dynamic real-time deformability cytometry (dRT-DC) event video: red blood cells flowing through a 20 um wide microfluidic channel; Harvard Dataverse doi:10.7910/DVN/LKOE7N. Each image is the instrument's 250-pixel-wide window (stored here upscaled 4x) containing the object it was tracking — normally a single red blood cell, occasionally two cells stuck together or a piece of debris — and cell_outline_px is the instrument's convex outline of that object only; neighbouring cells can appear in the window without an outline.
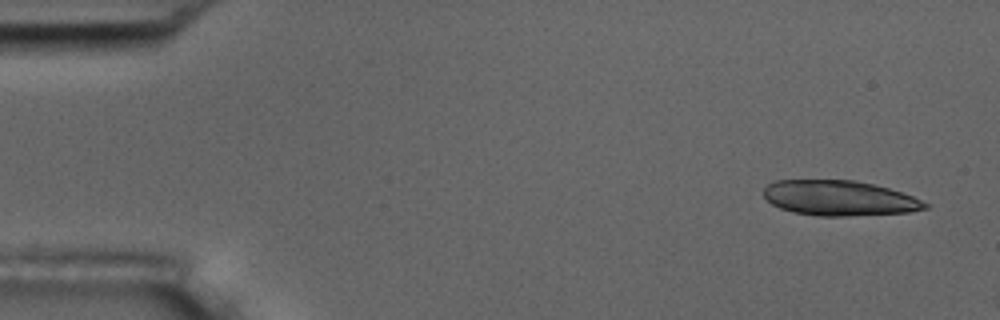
{"species": "common noctule bat (a hibernating species)", "species_latin": "Nyctalus noctula", "temperature_condition": "room temperature", "stored_images_in_passage": 3, "camera_frame_rate_fps": 3000, "um_per_image_px": 0.085, "animal": {"sex": "male", "body_mass_g": 17.5, "forearm_length_mm": 52.3}, "frame": {"image": 1, "passage_image": 1, "time_ms": 0.0, "image_size_px": [1000, 320], "cell_outline_px": [[928, 208], [912, 212], [848, 216], [820, 216], [792, 212], [780, 208], [772, 204], [764, 196], [764, 188], [772, 180], [856, 180], [888, 188], [912, 196], [928, 204]], "centroid_in_image_um": [71.32, 16.84], "position_along_channel_um": 13.7, "area_um2": 33.06}}